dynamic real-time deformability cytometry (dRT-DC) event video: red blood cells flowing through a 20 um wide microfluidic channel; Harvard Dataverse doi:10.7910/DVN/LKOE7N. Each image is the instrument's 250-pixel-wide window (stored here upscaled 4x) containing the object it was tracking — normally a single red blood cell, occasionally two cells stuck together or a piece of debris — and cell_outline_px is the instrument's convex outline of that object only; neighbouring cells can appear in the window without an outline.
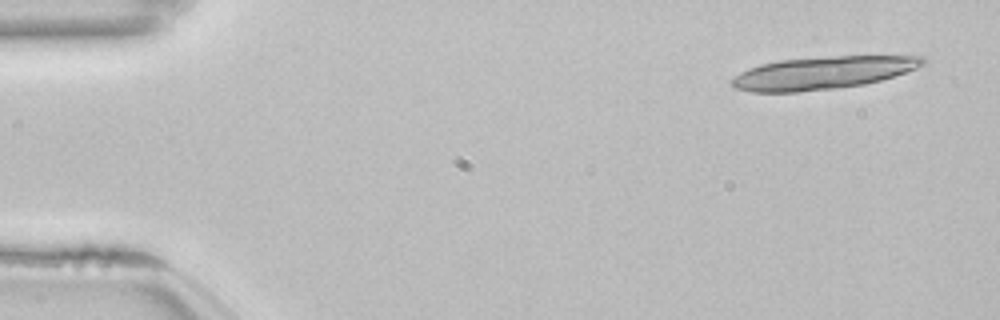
{"species": "common noctule bat (a hibernating species)", "species_latin": "Nyctalus noctula", "temperature_condition": "room temperature", "stored_images_in_passage": 18, "camera_frame_rate_fps": 3000, "um_per_image_px": 0.085, "animal": {"sex": "female", "body_mass_g": 22.7, "forearm_length_mm": 54.2}, "frame": {"image": 1, "passage_image": 3, "time_ms": 0.667, "image_size_px": [1000, 320], "cell_outline_px": [[924, 64], [916, 68], [880, 80], [864, 84], [836, 88], [796, 92], [752, 92], [736, 88], [728, 84], [740, 72], [748, 68], [760, 64], [780, 60], [836, 56], [924, 56]], "centroid_in_image_um": [69.88, 6.19], "position_along_channel_um": 15.1, "area_um2": 36.01}}